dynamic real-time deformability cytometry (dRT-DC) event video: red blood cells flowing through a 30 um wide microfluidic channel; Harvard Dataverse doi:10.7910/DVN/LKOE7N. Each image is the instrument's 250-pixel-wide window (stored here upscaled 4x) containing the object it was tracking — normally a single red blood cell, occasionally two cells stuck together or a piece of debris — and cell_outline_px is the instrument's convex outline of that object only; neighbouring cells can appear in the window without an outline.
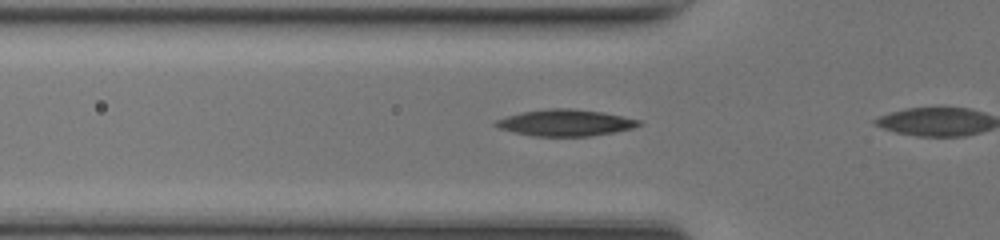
{"species": "common noctule bat (a hibernating species)", "species_latin": "Nyctalus noctula", "temperature_condition": "room temperature", "stored_images_in_passage": 3, "camera_frame_rate_fps": 3000, "um_per_image_px": 0.085, "animal": {"sex": "female", "body_mass_g": 17.0, "forearm_length_mm": 48.0}, "frame": {"image": 1, "passage_image": 2, "time_ms": 0.333, "image_size_px": [1000, 240], "cell_outline_px": [[644, 124], [632, 128], [592, 136], [532, 136], [512, 132], [500, 128], [492, 124], [496, 120], [520, 112], [548, 108], [572, 108], [600, 112], [640, 120]], "centroid_in_image_um": [48.02, 10.43], "position_along_channel_um": 77.8, "area_um2": 22.02}}